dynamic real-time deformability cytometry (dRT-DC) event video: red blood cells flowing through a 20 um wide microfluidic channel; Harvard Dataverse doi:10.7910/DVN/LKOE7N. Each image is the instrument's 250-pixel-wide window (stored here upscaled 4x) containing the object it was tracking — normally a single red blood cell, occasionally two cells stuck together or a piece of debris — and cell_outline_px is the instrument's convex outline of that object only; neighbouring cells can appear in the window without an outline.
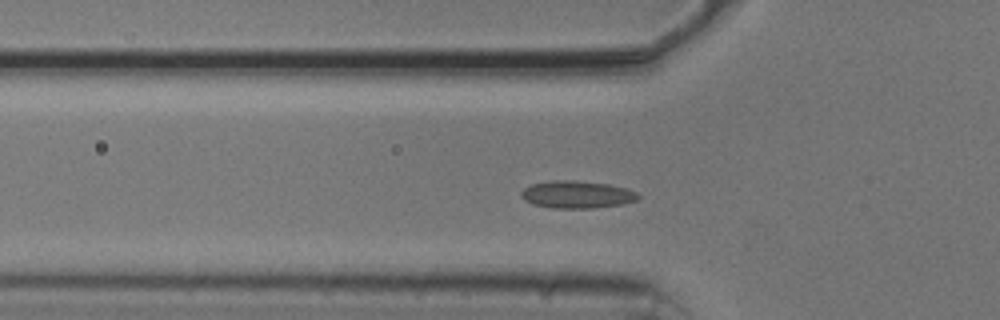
{"species": "common noctule bat (a hibernating species)", "species_latin": "Nyctalus noctula", "temperature_condition": "cold", "stored_images_in_passage": 51, "camera_frame_rate_fps": 3000, "um_per_image_px": 0.085, "animal": {"sex": "male", "body_mass_g": 20.5, "forearm_length_mm": 52.5}, "frame": {"image": 1, "passage_image": 14, "time_ms": 4.333, "image_size_px": [1000, 320], "cell_outline_px": [[640, 196], [636, 200], [620, 204], [592, 208], [552, 208], [532, 204], [524, 200], [520, 196], [520, 192], [524, 188], [532, 184], [556, 180], [572, 180], [608, 184], [624, 188], [636, 192]], "centroid_in_image_um": [48.99, 16.54], "position_along_channel_um": 76.8, "area_um2": 18.5}}
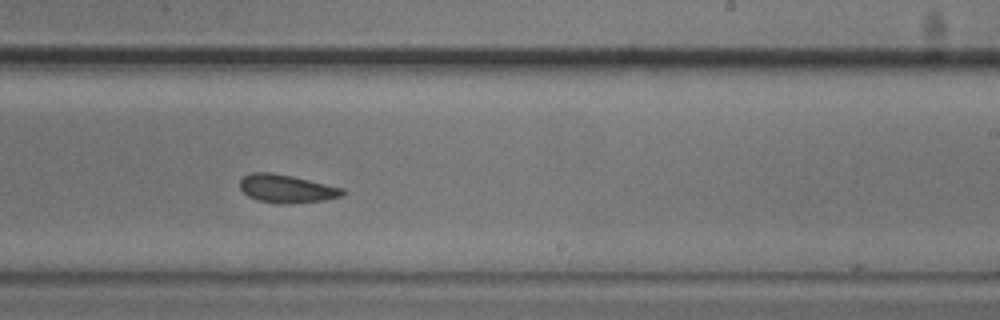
{"frame": {"image": 2, "passage_image": 29, "time_ms": 9.333, "image_size_px": [1000, 320], "cell_outline_px": [[344, 196], [324, 200], [288, 204], [276, 204], [256, 200], [248, 196], [240, 188], [240, 180], [244, 176], [252, 172], [272, 172], [292, 176], [344, 188]], "centroid_in_image_um": [24.35, 16.04], "position_along_channel_um": 264.6, "area_um2": 16.99}}
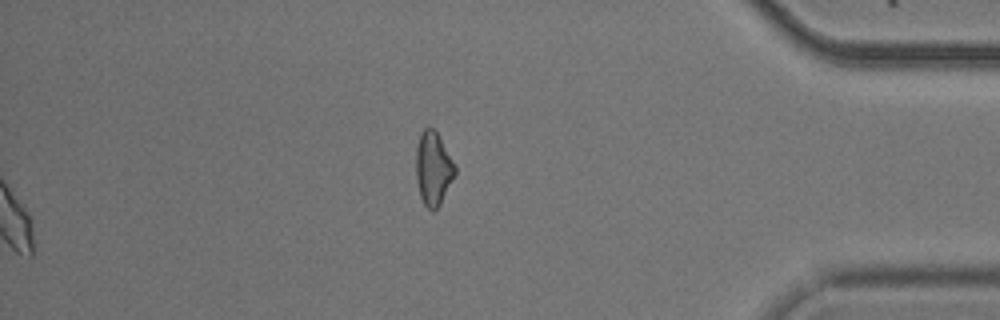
{"frame": {"image": 3, "passage_image": 51, "time_ms": 16.667, "image_size_px": [1000, 320], "cell_outline_px": [[456, 172], [440, 204], [432, 212], [424, 204], [420, 196], [416, 176], [416, 148], [420, 132], [428, 124], [436, 132], [456, 164]], "centroid_in_image_um": [36.82, 14.29], "position_along_channel_um": 398.4, "area_um2": 16.7}, "authors_computed_cell_mechanics": {"area_um2": 17.2244, "velocity_mm_per_s": 3.7409, "shape_relaxation_time_tau1_ms": null, "shape_relaxation_time_tau2_ms": 3.5311, "deformation_change_tau1": null, "deformation_change_tau2": 0.0819}}